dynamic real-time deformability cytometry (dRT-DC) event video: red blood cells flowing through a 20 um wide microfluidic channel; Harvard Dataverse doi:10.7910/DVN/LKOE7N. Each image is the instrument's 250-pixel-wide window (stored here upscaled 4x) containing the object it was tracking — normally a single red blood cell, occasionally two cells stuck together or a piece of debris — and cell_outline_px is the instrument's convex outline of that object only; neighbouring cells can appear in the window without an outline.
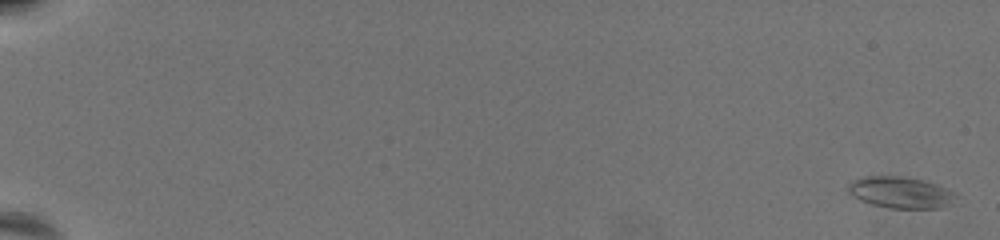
{"species": "common noctule bat (a hibernating species)", "species_latin": "Nyctalus noctula", "temperature_condition": "warm", "stored_images_in_passage": 62, "camera_frame_rate_fps": 3000, "um_per_image_px": 0.085, "animal": {"sex": "female", "body_mass_g": 19.5, "forearm_length_mm": 54.1}, "frame": {"image": 1, "passage_image": 2, "time_ms": 0.333, "image_size_px": [1000, 240], "cell_outline_px": [[956, 196], [940, 208], [892, 208], [872, 204], [860, 200], [852, 196], [848, 192], [848, 184], [852, 180], [864, 176], [900, 176], [920, 180], [936, 184], [956, 192]], "centroid_in_image_um": [76.48, 16.34], "position_along_channel_um": 8.5, "area_um2": 19.42}}
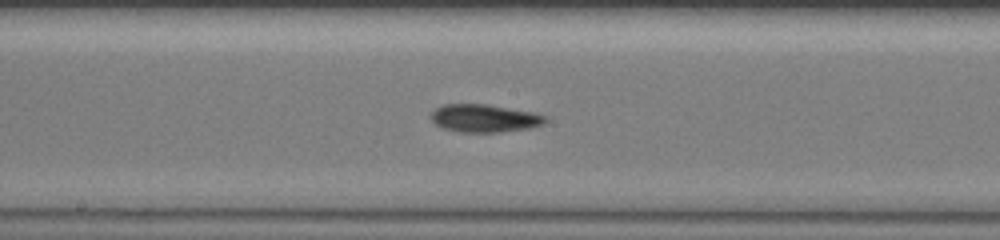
{"frame": {"image": 2, "passage_image": 37, "time_ms": 12.0, "image_size_px": [1000, 240], "cell_outline_px": [[548, 120], [544, 124], [528, 128], [500, 132], [460, 132], [440, 128], [432, 120], [432, 112], [436, 108], [444, 104], [488, 104], [532, 112], [548, 116]], "centroid_in_image_um": [41.19, 10.05], "position_along_channel_um": 207.0, "area_um2": 18.61}}
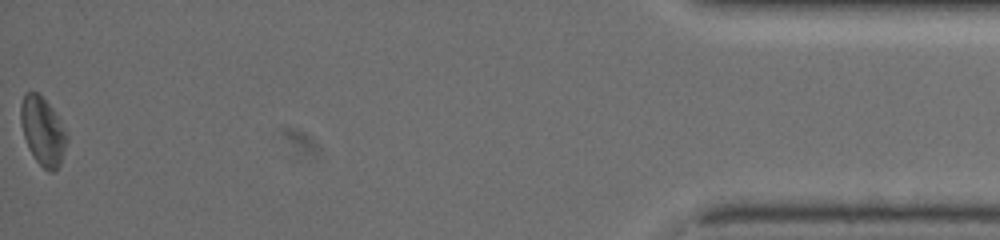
{"frame": {"image": 3, "passage_image": 62, "time_ms": 20.333, "image_size_px": [1000, 240], "cell_outline_px": [[68, 140], [60, 164], [52, 172], [48, 172], [36, 160], [28, 148], [24, 136], [20, 120], [20, 104], [24, 92], [36, 92], [52, 108], [60, 120], [68, 136]], "centroid_in_image_um": [3.62, 11.14], "position_along_channel_um": 431.6, "area_um2": 18.21}, "authors_computed_cell_mechanics": {"area_um2": 18.1781, "velocity_mm_per_s": 3.6524, "shape_relaxation_time_tau1_ms": 4.8453, "shape_relaxation_time_tau2_ms": null, "deformation_change_tau1": 0.1293, "deformation_change_tau2": null}}